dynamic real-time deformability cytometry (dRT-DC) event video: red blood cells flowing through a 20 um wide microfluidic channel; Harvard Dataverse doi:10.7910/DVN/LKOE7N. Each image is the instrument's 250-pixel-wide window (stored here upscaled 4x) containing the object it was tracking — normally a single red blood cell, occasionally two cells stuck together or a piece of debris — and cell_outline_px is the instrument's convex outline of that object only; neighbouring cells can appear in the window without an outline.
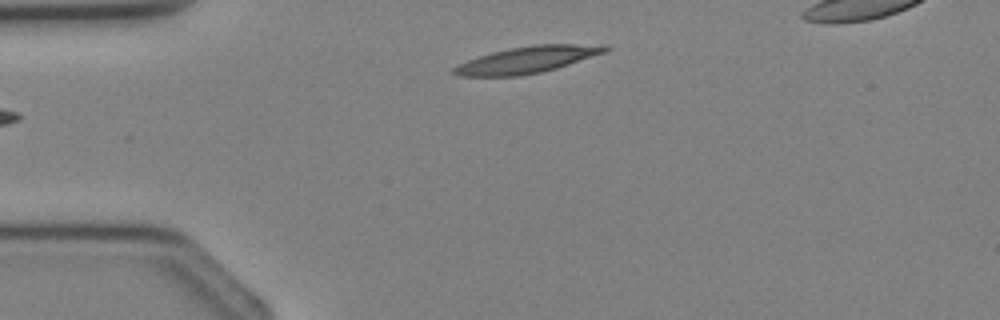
{"species": "Egyptian fruit bat (a non-hibernating species)", "species_latin": "Rousettus aegyptiacus", "temperature_condition": "cold", "stored_images_in_passage": 4, "camera_frame_rate_fps": 3000, "um_per_image_px": 0.085, "animal": {"sex": "female"}, "frame": {"image": 1, "passage_image": 4, "time_ms": 3.667, "image_size_px": [1000, 320], "cell_outline_px": [[612, 48], [608, 52], [556, 68], [540, 72], [520, 76], [456, 76], [452, 72], [452, 68], [468, 60], [492, 52], [512, 48], [536, 44], [600, 44]], "centroid_in_image_um": [44.87, 5.07], "position_along_channel_um": 40.1, "area_um2": 23.41}}